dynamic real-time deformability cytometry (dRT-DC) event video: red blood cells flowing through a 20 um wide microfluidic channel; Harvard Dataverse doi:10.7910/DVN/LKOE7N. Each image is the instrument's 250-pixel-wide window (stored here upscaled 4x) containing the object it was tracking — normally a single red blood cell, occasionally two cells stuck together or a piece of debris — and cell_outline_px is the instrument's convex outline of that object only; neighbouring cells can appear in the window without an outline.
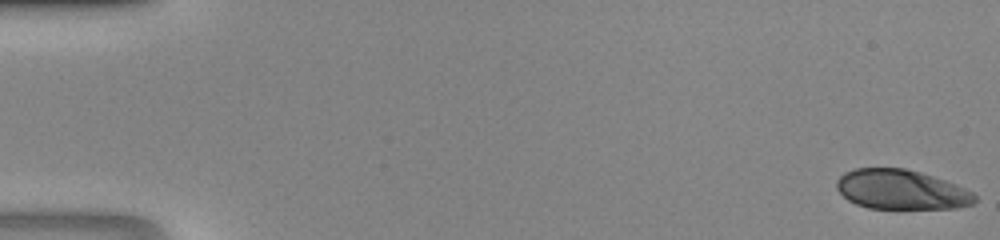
{"species": "human", "species_latin": "Homo sapiens", "temperature_condition": "room temperature", "stored_images_in_passage": 47, "camera_frame_rate_fps": 3000, "um_per_image_px": 0.085, "donor": {"sex": "male"}, "frame": {"image": 1, "passage_image": 1, "time_ms": 0.0, "image_size_px": [1000, 240], "cell_outline_px": [[976, 200], [972, 204], [956, 208], [868, 208], [856, 204], [848, 200], [836, 188], [836, 180], [844, 172], [856, 168], [904, 168], [920, 172], [944, 180], [964, 188], [972, 192], [976, 196]], "centroid_in_image_um": [76.57, 16.11], "position_along_channel_um": 8.4, "area_um2": 31.73}}
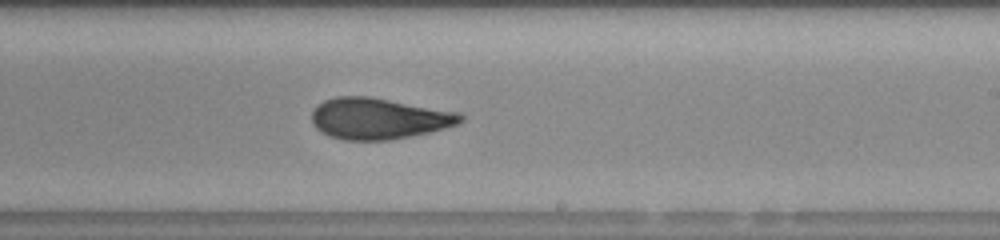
{"frame": {"image": 2, "passage_image": 29, "time_ms": 9.333, "image_size_px": [1000, 240], "cell_outline_px": [[464, 120], [460, 124], [428, 132], [388, 140], [344, 140], [328, 136], [316, 128], [312, 120], [312, 112], [324, 100], [336, 96], [368, 96], [460, 112], [464, 116]], "centroid_in_image_um": [32.21, 10.07], "position_along_channel_um": 256.8, "area_um2": 35.6}}
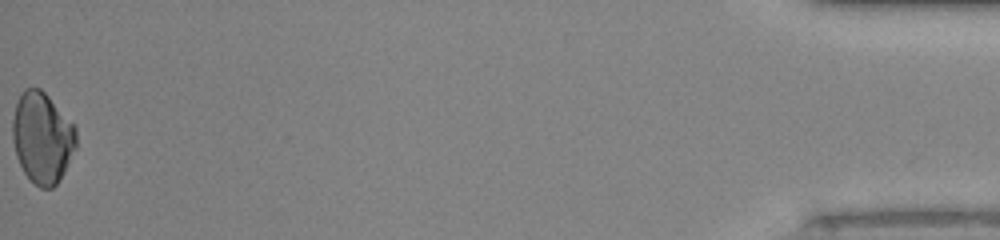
{"frame": {"image": 3, "passage_image": 47, "time_ms": 15.333, "image_size_px": [1000, 240], "cell_outline_px": [[76, 148], [64, 172], [56, 184], [52, 188], [40, 188], [24, 172], [16, 156], [12, 140], [12, 120], [16, 104], [24, 88], [40, 88], [76, 124]], "centroid_in_image_um": [3.6, 11.69], "position_along_channel_um": 431.6, "area_um2": 33.87}}